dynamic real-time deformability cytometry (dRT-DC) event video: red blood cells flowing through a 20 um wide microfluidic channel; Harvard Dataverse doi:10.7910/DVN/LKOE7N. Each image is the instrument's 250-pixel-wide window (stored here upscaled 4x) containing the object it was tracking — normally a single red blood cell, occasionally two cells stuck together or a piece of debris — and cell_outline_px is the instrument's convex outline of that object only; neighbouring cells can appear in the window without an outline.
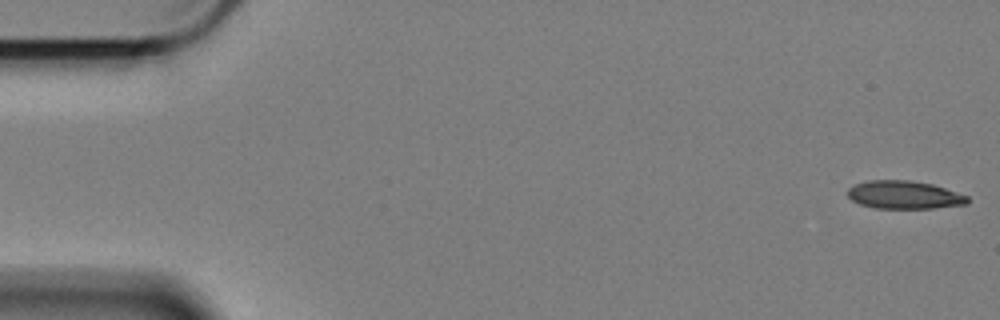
{"species": "Egyptian fruit bat (a non-hibernating species)", "species_latin": "Rousettus aegyptiacus", "temperature_condition": "cold", "stored_images_in_passage": 54, "camera_frame_rate_fps": 3000, "um_per_image_px": 0.085, "animal": {"sex": "female"}, "frame": {"image": 1, "passage_image": 1, "time_ms": 0.0, "image_size_px": [1000, 320], "cell_outline_px": [[968, 204], [932, 208], [872, 208], [860, 204], [852, 200], [848, 196], [848, 188], [856, 184], [868, 180], [908, 180], [932, 184], [968, 196]], "centroid_in_image_um": [76.84, 16.56], "position_along_channel_um": 8.2, "area_um2": 19.48}}
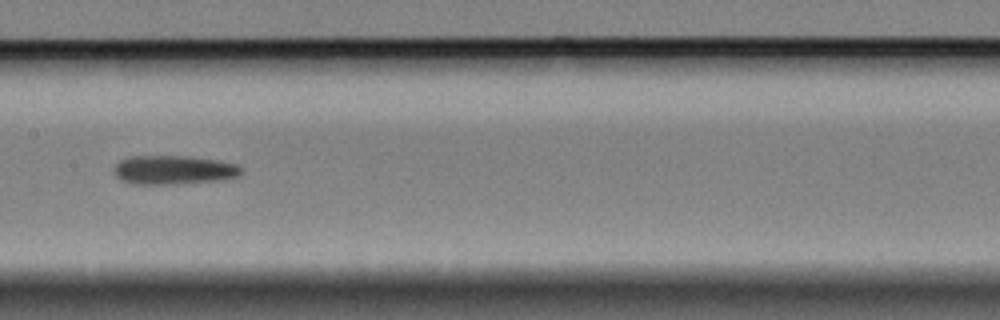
{"frame": {"image": 2, "passage_image": 29, "time_ms": 9.333, "image_size_px": [1000, 320], "cell_outline_px": [[244, 168], [236, 176], [220, 180], [172, 184], [128, 184], [120, 180], [112, 172], [112, 168], [120, 160], [128, 156], [184, 156], [216, 160], [236, 164]], "centroid_in_image_um": [14.67, 14.44], "position_along_channel_um": 192.7, "area_um2": 21.56}}
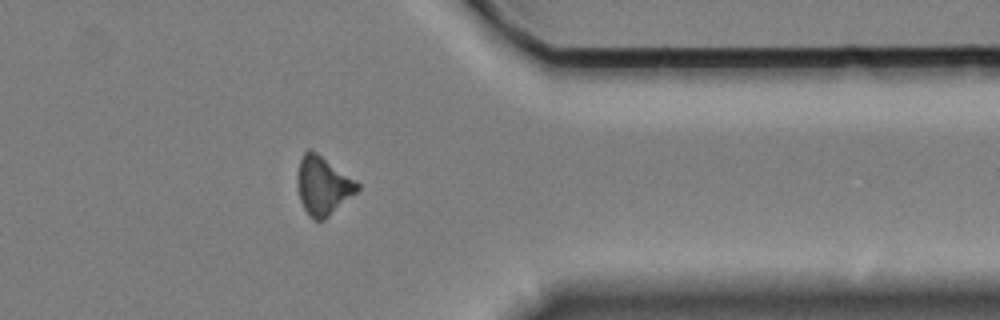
{"frame": {"image": 3, "passage_image": 47, "time_ms": 15.333, "image_size_px": [1000, 320], "cell_outline_px": [[360, 188], [356, 192], [324, 220], [316, 220], [304, 208], [300, 200], [296, 180], [296, 176], [300, 160], [304, 152], [308, 148], [316, 152], [356, 180], [360, 184]], "centroid_in_image_um": [27.44, 15.75], "position_along_channel_um": 384.0, "area_um2": 20.17}}